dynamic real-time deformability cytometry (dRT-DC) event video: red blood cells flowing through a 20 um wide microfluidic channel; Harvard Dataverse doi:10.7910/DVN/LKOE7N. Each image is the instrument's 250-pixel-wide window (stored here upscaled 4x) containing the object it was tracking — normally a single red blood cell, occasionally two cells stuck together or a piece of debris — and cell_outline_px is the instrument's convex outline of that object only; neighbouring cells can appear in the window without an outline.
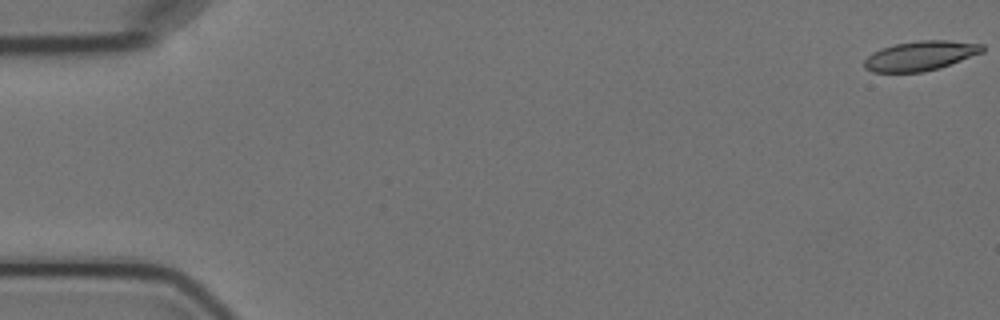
{"species": "Egyptian fruit bat (a non-hibernating species)", "species_latin": "Rousettus aegyptiacus", "temperature_condition": "cold", "stored_images_in_passage": 9, "camera_frame_rate_fps": 3000, "um_per_image_px": 0.085, "animal": {"sex": "female"}, "frame": {"image": 1, "passage_image": 1, "time_ms": 0.0, "image_size_px": [1000, 320], "cell_outline_px": [[984, 52], [940, 68], [924, 72], [872, 72], [864, 68], [864, 60], [872, 52], [896, 44], [920, 40], [948, 40], [984, 44]], "centroid_in_image_um": [78.26, 4.74], "position_along_channel_um": 6.7, "area_um2": 20.4}}
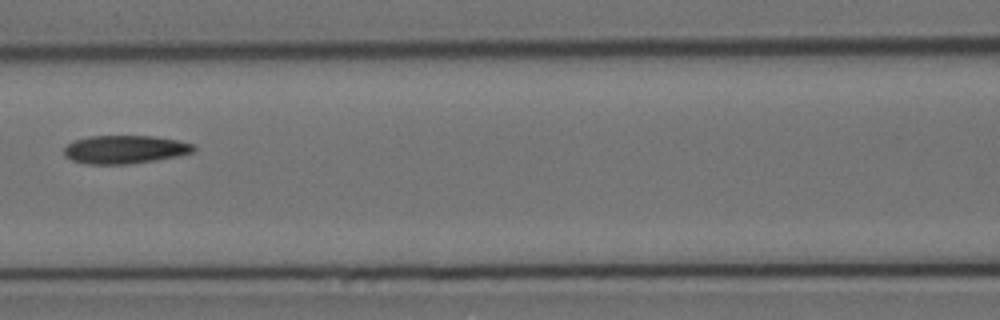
{"frame": {"image": 2, "passage_image": 8, "time_ms": 8.333, "image_size_px": [1000, 320], "cell_outline_px": [[196, 148], [192, 152], [176, 156], [128, 164], [84, 164], [72, 160], [64, 156], [64, 148], [72, 140], [88, 136], [152, 136], [176, 140], [196, 144]], "centroid_in_image_um": [10.57, 12.7], "position_along_channel_um": 156.0, "area_um2": 21.33}}
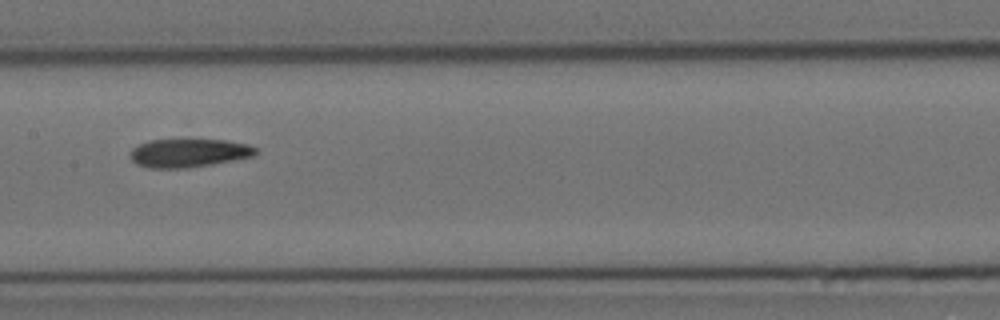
{"frame": {"image": 3, "passage_image": 9, "time_ms": 9.333, "image_size_px": [1000, 320], "cell_outline_px": [[256, 156], [212, 164], [188, 168], [148, 168], [136, 164], [128, 156], [128, 152], [132, 148], [148, 140], [228, 140], [248, 144], [256, 148]], "centroid_in_image_um": [16.02, 13.01], "position_along_channel_um": 191.4, "area_um2": 20.98}}